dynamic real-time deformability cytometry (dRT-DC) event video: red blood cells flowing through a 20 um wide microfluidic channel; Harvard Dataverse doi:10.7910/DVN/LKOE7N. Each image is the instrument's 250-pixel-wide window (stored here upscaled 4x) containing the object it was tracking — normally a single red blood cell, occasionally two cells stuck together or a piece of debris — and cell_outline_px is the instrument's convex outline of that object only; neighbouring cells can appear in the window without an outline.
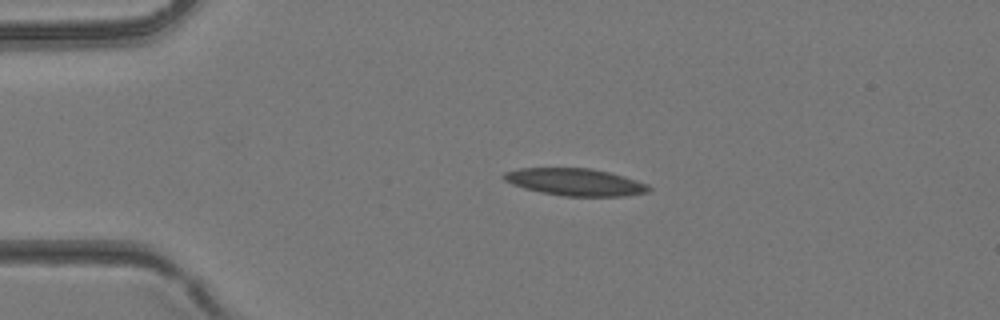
{"species": "common noctule bat (a hibernating species)", "species_latin": "Nyctalus noctula", "temperature_condition": "room temperature", "stored_images_in_passage": 41, "camera_frame_rate_fps": 3000, "um_per_image_px": 0.085, "animal": {"sex": "female", "body_mass_g": 24.6, "forearm_length_mm": 56.2}, "frame": {"image": 1, "passage_image": 9, "time_ms": 2.667, "image_size_px": [1000, 320], "cell_outline_px": [[652, 188], [648, 192], [624, 196], [564, 196], [540, 192], [524, 188], [512, 184], [504, 180], [500, 176], [504, 172], [520, 168], [592, 168], [624, 176], [648, 184]], "centroid_in_image_um": [48.88, 15.47], "position_along_channel_um": 36.1, "area_um2": 23.06}}
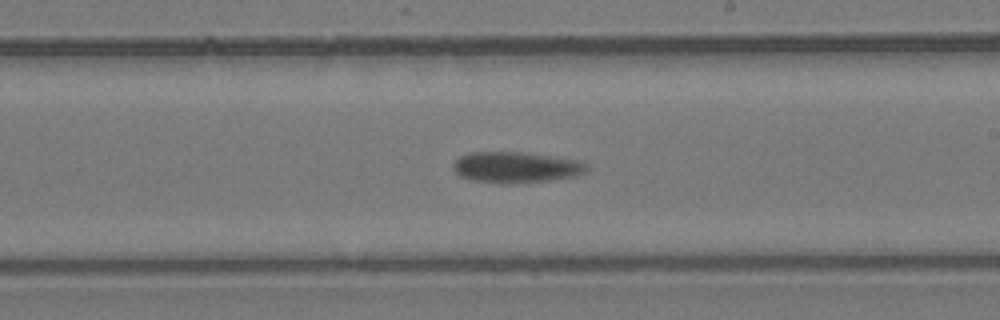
{"frame": {"image": 2, "passage_image": 24, "time_ms": 7.667, "image_size_px": [1000, 320], "cell_outline_px": [[588, 168], [584, 172], [576, 176], [548, 180], [472, 180], [460, 176], [452, 168], [452, 164], [460, 156], [468, 152], [524, 152], [584, 160], [588, 164]], "centroid_in_image_um": [43.91, 14.15], "position_along_channel_um": 245.1, "area_um2": 23.24}}
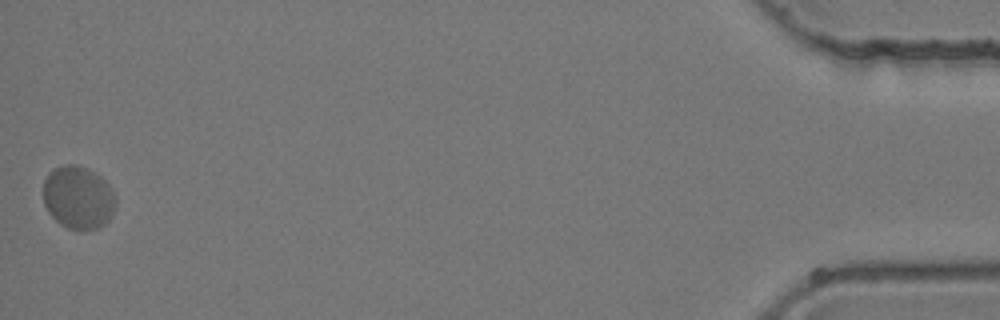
{"frame": {"image": 3, "passage_image": 41, "time_ms": 13.333, "image_size_px": [1000, 320], "cell_outline_px": [[116, 204], [108, 220], [100, 228], [80, 232], [68, 228], [60, 224], [48, 212], [44, 204], [44, 180], [52, 168], [64, 164], [76, 164], [88, 168], [100, 176], [112, 188], [116, 196]], "centroid_in_image_um": [6.65, 16.79], "position_along_channel_um": 428.5, "area_um2": 27.05}}